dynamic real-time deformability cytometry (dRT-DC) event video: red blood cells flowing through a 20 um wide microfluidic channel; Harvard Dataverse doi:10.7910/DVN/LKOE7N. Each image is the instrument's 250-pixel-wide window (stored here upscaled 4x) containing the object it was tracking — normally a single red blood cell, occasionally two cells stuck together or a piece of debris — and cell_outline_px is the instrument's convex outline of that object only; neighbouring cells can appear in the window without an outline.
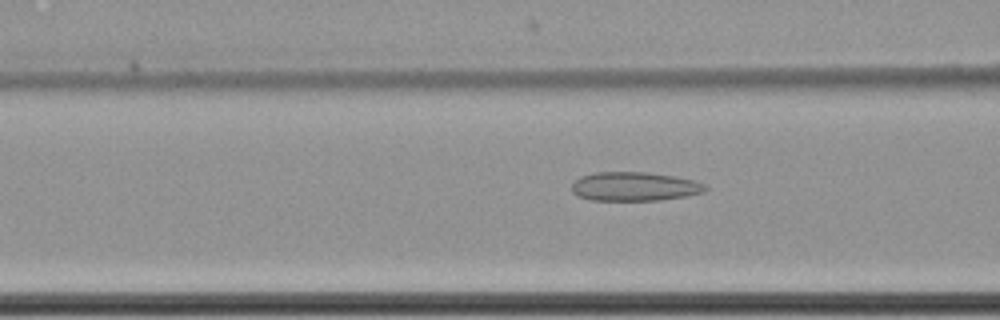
{"species": "common noctule bat (a hibernating species)", "species_latin": "Nyctalus noctula", "temperature_condition": "cold", "stored_images_in_passage": 53, "camera_frame_rate_fps": 3000, "um_per_image_px": 0.085, "animal": {"sex": "female", "body_mass_g": 22.7, "forearm_length_mm": 54.2}, "frame": {"image": 1, "passage_image": 18, "time_ms": 5.667, "image_size_px": [1000, 320], "cell_outline_px": [[708, 188], [704, 192], [688, 196], [660, 200], [592, 200], [576, 196], [572, 192], [572, 184], [580, 176], [596, 172], [644, 172], [676, 176], [692, 180], [704, 184]], "centroid_in_image_um": [53.92, 15.85], "position_along_channel_um": 112.7, "area_um2": 22.6}}
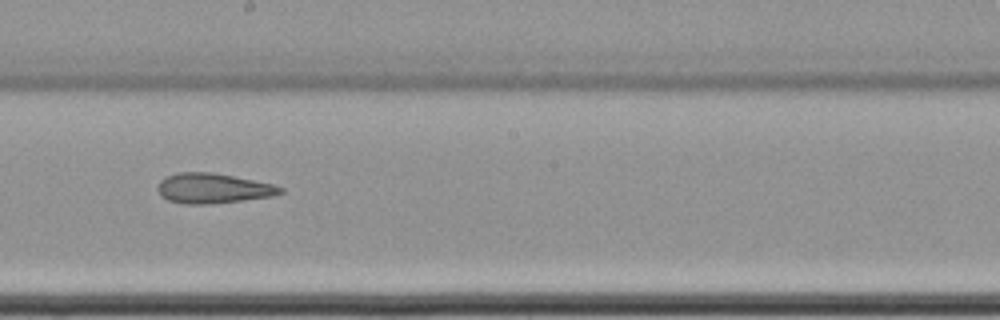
{"frame": {"image": 2, "passage_image": 28, "time_ms": 9.0, "image_size_px": [1000, 320], "cell_outline_px": [[284, 192], [272, 196], [244, 200], [212, 204], [184, 204], [168, 200], [160, 196], [156, 188], [160, 180], [164, 176], [180, 172], [212, 172], [272, 184], [284, 188]], "centroid_in_image_um": [18.06, 16.01], "position_along_channel_um": 230.1, "area_um2": 21.56}}
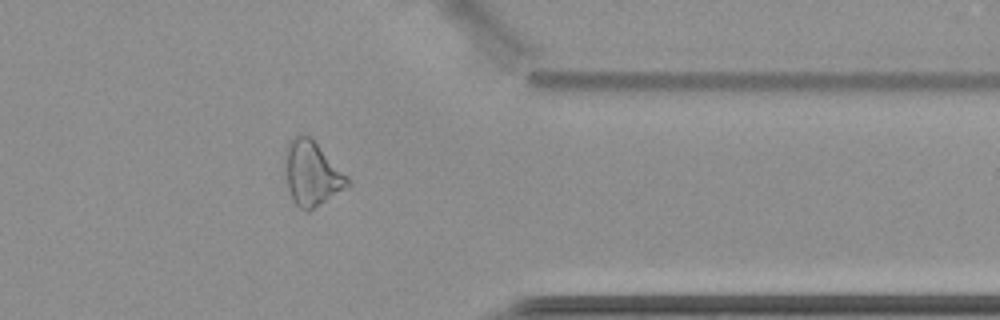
{"frame": {"image": 3, "passage_image": 42, "time_ms": 13.667, "image_size_px": [1000, 320], "cell_outline_px": [[352, 184], [348, 188], [308, 212], [300, 208], [292, 200], [288, 188], [284, 160], [284, 148], [288, 140], [292, 136], [300, 132], [304, 132], [312, 136], [352, 180]], "centroid_in_image_um": [26.52, 14.68], "position_along_channel_um": 384.9, "area_um2": 24.62}, "authors_computed_cell_mechanics": {"area_um2": 24.2182, "velocity_mm_per_s": 3.5208, "shape_relaxation_time_tau1_ms": null, "shape_relaxation_time_tau2_ms": 3.6593, "deformation_change_tau1": null, "deformation_change_tau2": 0.1324}}